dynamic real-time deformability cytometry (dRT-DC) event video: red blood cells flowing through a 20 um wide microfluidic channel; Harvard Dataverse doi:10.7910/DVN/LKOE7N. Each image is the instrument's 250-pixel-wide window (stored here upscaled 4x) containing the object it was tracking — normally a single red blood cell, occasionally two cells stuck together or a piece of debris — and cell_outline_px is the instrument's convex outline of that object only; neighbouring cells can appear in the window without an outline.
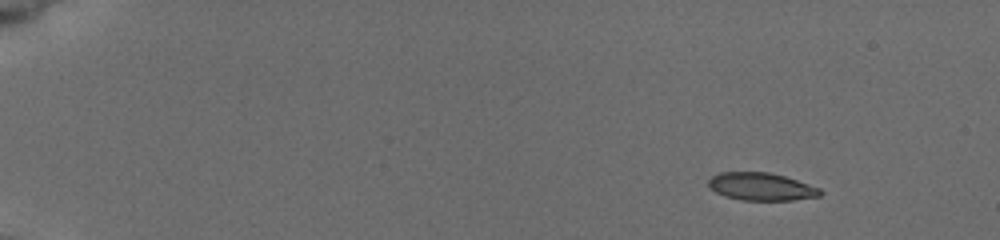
{"species": "common noctule bat (a hibernating species)", "species_latin": "Nyctalus noctula", "temperature_condition": "cold", "stored_images_in_passage": 9, "camera_frame_rate_fps": 3000, "um_per_image_px": 0.085, "animal": {"sex": "female", "body_mass_g": 19.5, "forearm_length_mm": 54.1}, "frame": {"image": 1, "passage_image": 1, "time_ms": 0.0, "image_size_px": [1000, 240], "cell_outline_px": [[824, 192], [820, 196], [792, 200], [740, 200], [724, 196], [708, 188], [708, 180], [712, 176], [720, 172], [768, 172], [784, 176], [820, 188]], "centroid_in_image_um": [64.68, 15.87], "position_along_channel_um": 20.3, "area_um2": 18.09}}
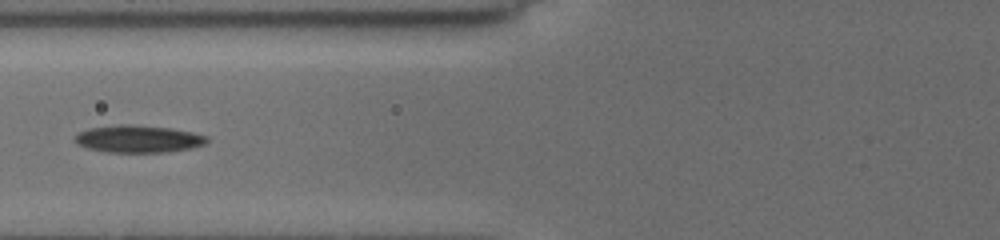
{"frame": {"image": 2, "passage_image": 7, "time_ms": 6.0, "image_size_px": [1000, 240], "cell_outline_px": [[208, 140], [204, 144], [192, 148], [168, 152], [104, 152], [84, 148], [76, 144], [72, 140], [72, 136], [80, 132], [92, 128], [168, 128], [208, 136]], "centroid_in_image_um": [11.72, 11.89], "position_along_channel_um": 114.1, "area_um2": 19.83}}
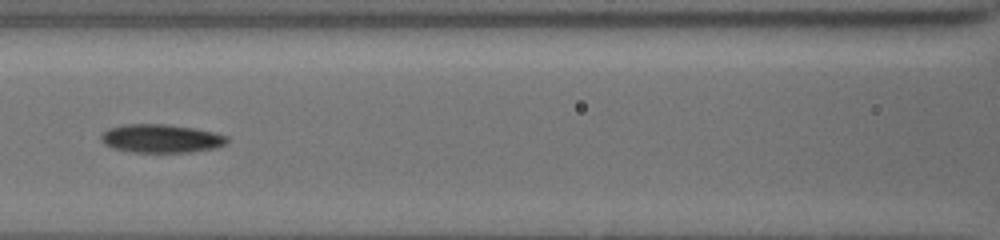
{"frame": {"image": 3, "passage_image": 8, "time_ms": 7.0, "image_size_px": [1000, 240], "cell_outline_px": [[228, 144], [216, 148], [192, 152], [132, 152], [112, 148], [104, 144], [100, 140], [100, 136], [104, 132], [112, 128], [128, 124], [160, 124], [192, 128], [212, 132], [228, 136]], "centroid_in_image_um": [13.72, 11.79], "position_along_channel_um": 152.9, "area_um2": 20.75}}